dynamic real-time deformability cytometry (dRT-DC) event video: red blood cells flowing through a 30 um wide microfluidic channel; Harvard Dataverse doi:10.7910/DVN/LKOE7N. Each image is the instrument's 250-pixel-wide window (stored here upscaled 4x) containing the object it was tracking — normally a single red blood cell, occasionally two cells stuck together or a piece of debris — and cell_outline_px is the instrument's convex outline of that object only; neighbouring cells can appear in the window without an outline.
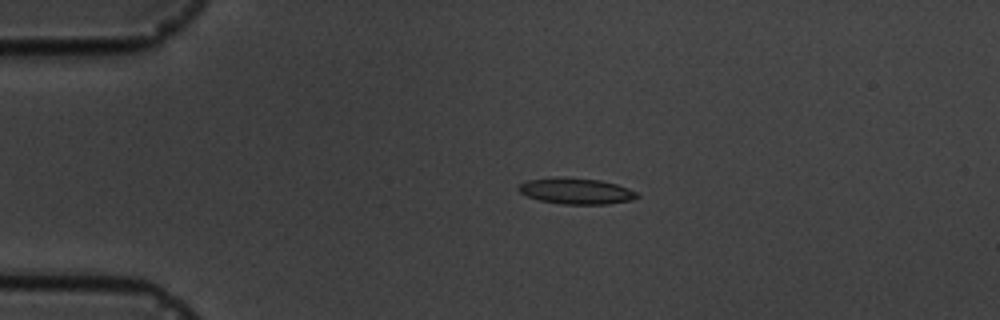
{"species": "common noctule bat (a hibernating species)", "species_latin": "Nyctalus noctula", "temperature_condition": "cold", "stored_images_in_passage": 4, "camera_frame_rate_fps": 3000, "um_per_image_px": 0.085, "animal": {"sex": "male", "body_mass_g": 19.5, "forearm_length_mm": 54.6}, "frame": {"image": 1, "passage_image": 3, "time_ms": 3.0, "image_size_px": [1000, 320], "cell_outline_px": [[640, 196], [632, 200], [608, 204], [564, 204], [540, 200], [528, 196], [520, 192], [516, 188], [520, 184], [528, 180], [556, 176], [564, 176], [600, 180], [616, 184], [628, 188], [636, 192]], "centroid_in_image_um": [48.97, 16.22], "position_along_channel_um": 36.0, "area_um2": 18.09}}